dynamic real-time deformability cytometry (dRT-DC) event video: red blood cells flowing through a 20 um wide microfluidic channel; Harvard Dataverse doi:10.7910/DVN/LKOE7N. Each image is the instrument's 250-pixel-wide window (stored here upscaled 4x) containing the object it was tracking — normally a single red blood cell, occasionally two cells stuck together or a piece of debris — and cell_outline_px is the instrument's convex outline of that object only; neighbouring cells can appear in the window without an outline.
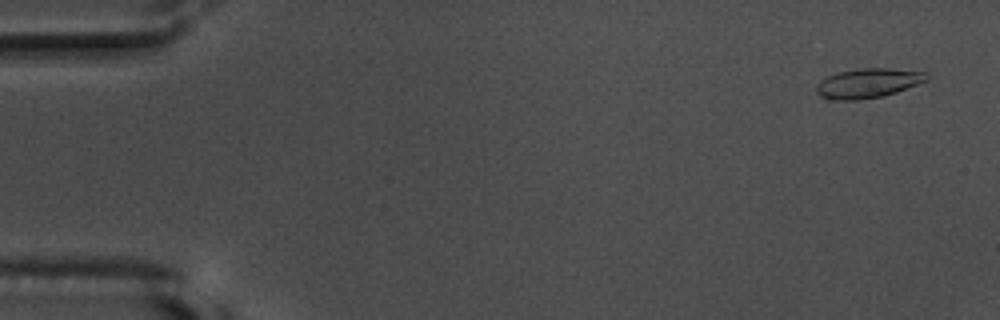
{"species": "common noctule bat (a hibernating species)", "species_latin": "Nyctalus noctula", "temperature_condition": "warm", "stored_images_in_passage": 51, "camera_frame_rate_fps": 3000, "um_per_image_px": 0.085, "animal": {"sex": "male", "body_mass_g": 17.5, "forearm_length_mm": 52.3}, "frame": {"image": 1, "passage_image": 3, "time_ms": 0.667, "image_size_px": [1000, 320], "cell_outline_px": [[928, 80], [896, 92], [884, 96], [860, 100], [828, 100], [820, 96], [816, 92], [816, 84], [820, 80], [828, 76], [840, 72], [860, 68], [888, 68], [928, 72]], "centroid_in_image_um": [73.76, 7.08], "position_along_channel_um": 11.2, "area_um2": 19.13}}
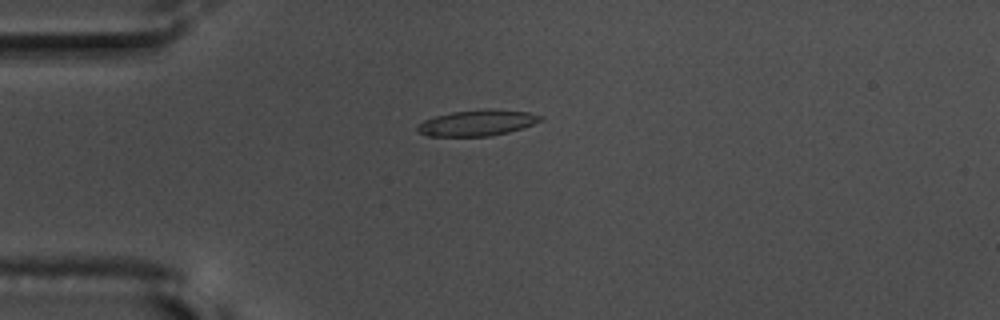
{"frame": {"image": 2, "passage_image": 15, "time_ms": 4.667, "image_size_px": [1000, 320], "cell_outline_px": [[544, 120], [508, 132], [492, 136], [428, 136], [420, 132], [416, 128], [416, 124], [424, 120], [436, 116], [452, 112], [488, 108], [528, 112], [544, 116]], "centroid_in_image_um": [40.57, 10.44], "position_along_channel_um": 44.4, "area_um2": 18.61}}
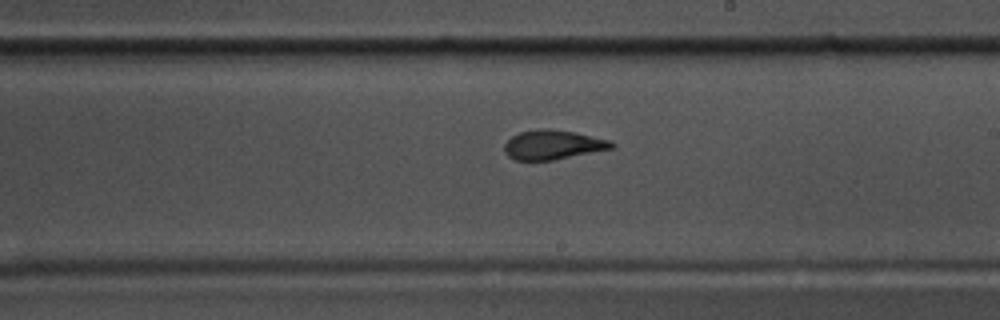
{"frame": {"image": 3, "passage_image": 33, "time_ms": 10.667, "image_size_px": [1000, 320], "cell_outline_px": [[616, 148], [552, 160], [516, 160], [508, 156], [504, 152], [504, 144], [512, 136], [520, 132], [540, 128], [548, 128], [576, 132], [612, 140], [616, 144]], "centroid_in_image_um": [47.05, 12.3], "position_along_channel_um": 242.0, "area_um2": 18.61}, "authors_computed_cell_mechanics": {"area_um2": 17.9758, "velocity_mm_per_s": 3.6255, "shape_relaxation_time_tau1_ms": null, "shape_relaxation_time_tau2_ms": 1.6375, "deformation_change_tau1": null, "deformation_change_tau2": 0.1061}}